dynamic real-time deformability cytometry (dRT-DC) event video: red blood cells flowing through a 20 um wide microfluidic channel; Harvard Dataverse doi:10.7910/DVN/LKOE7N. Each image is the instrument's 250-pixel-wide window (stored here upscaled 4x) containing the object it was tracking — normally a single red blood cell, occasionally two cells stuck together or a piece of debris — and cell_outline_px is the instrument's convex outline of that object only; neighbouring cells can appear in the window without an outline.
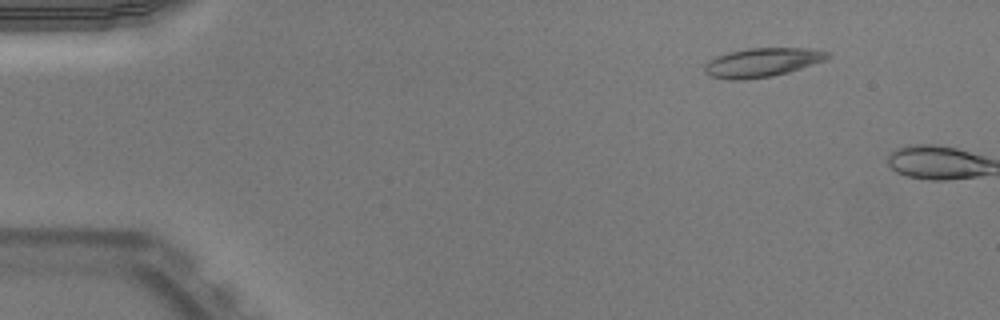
{"species": "Egyptian fruit bat (a non-hibernating species)", "species_latin": "Rousettus aegyptiacus", "temperature_condition": "warm", "stored_images_in_passage": 2, "camera_frame_rate_fps": 3000, "um_per_image_px": 0.085, "animal": {"sex": "male"}, "frame": {"image": 1, "passage_image": 1, "time_ms": 0.0, "image_size_px": [1000, 320], "cell_outline_px": [[832, 56], [824, 60], [788, 72], [772, 76], [744, 80], [728, 80], [712, 76], [704, 72], [704, 64], [708, 60], [716, 56], [728, 52], [748, 48], [808, 48], [832, 52]], "centroid_in_image_um": [64.77, 5.3], "position_along_channel_um": 20.2, "area_um2": 20.87}}